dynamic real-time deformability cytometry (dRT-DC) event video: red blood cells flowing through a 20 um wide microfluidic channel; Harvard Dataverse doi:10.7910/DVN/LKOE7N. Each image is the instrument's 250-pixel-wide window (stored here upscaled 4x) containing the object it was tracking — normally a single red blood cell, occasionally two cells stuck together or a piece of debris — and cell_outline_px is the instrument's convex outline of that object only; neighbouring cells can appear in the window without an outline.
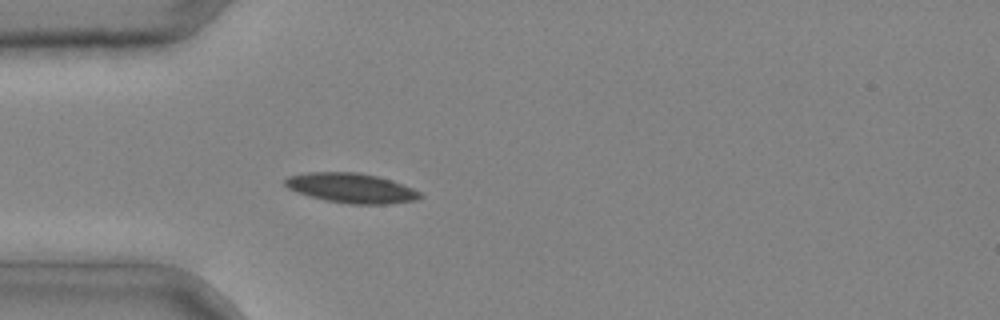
{"species": "common noctule bat (a hibernating species)", "species_latin": "Nyctalus noctula", "temperature_condition": "cold", "stored_images_in_passage": 4, "camera_frame_rate_fps": 3000, "um_per_image_px": 0.085, "animal": {"sex": "male", "body_mass_g": 20.4}, "frame": {"image": 1, "passage_image": 4, "time_ms": 1.0, "image_size_px": [1000, 320], "cell_outline_px": [[424, 196], [416, 200], [384, 204], [348, 204], [324, 200], [308, 196], [288, 188], [284, 184], [284, 180], [288, 176], [308, 172], [360, 172], [392, 180], [412, 188], [420, 192]], "centroid_in_image_um": [29.85, 15.98], "position_along_channel_um": 55.2, "area_um2": 23.47}}